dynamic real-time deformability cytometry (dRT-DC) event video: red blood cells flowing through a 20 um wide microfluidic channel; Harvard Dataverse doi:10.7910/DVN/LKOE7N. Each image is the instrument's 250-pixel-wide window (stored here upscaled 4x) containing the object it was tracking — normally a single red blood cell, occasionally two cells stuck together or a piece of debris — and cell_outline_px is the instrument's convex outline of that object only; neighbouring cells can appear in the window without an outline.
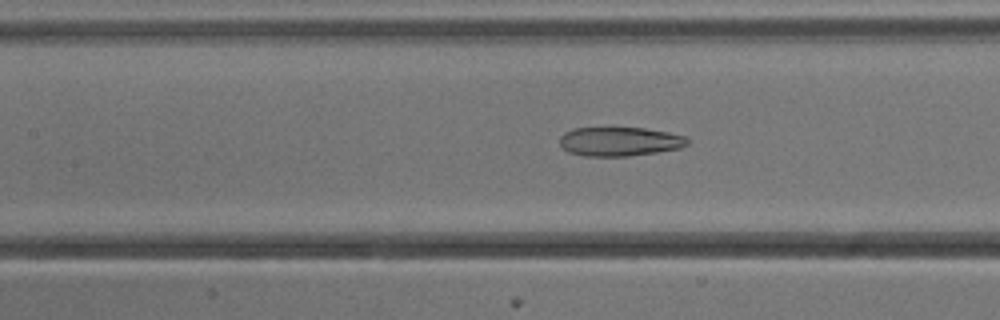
{"species": "common noctule bat (a hibernating species)", "species_latin": "Nyctalus noctula", "temperature_condition": "cold", "stored_images_in_passage": 43, "camera_frame_rate_fps": 3000, "um_per_image_px": 0.085, "animal": {"sex": "male", "body_mass_g": 13.3}, "frame": {"image": 1, "passage_image": 13, "time_ms": 4.0, "image_size_px": [1000, 320], "cell_outline_px": [[688, 144], [680, 148], [656, 152], [628, 156], [584, 156], [568, 152], [560, 144], [560, 136], [564, 132], [572, 128], [644, 128], [668, 132], [684, 136], [688, 140]], "centroid_in_image_um": [52.64, 12.03], "position_along_channel_um": 154.8, "area_um2": 21.56}}
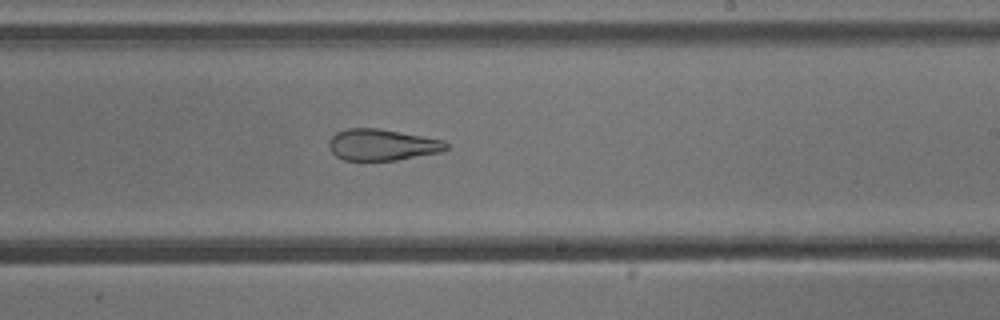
{"frame": {"image": 2, "passage_image": 21, "time_ms": 6.667, "image_size_px": [1000, 320], "cell_outline_px": [[448, 148], [440, 152], [396, 160], [344, 160], [336, 156], [328, 148], [328, 140], [336, 132], [348, 128], [380, 128], [444, 140], [448, 144]], "centroid_in_image_um": [32.45, 12.3], "position_along_channel_um": 256.5, "area_um2": 21.5}}
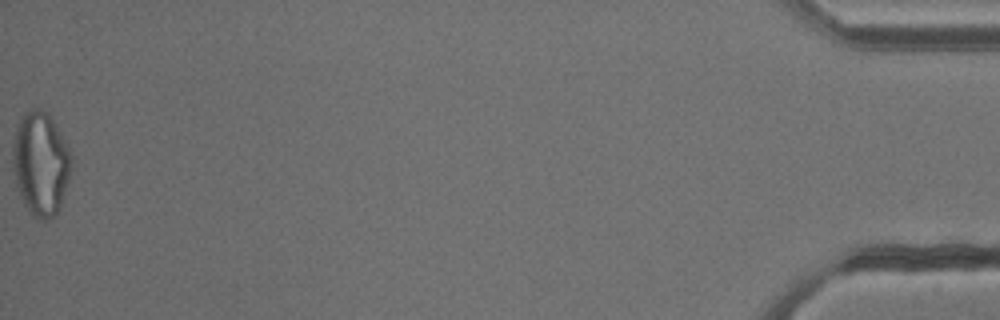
{"frame": {"image": 3, "passage_image": 43, "time_ms": 14.0, "image_size_px": [1000, 320], "cell_outline_px": [[72, 160], [68, 180], [56, 216], [48, 220], [36, 220], [28, 212], [16, 188], [12, 156], [12, 148], [16, 128], [20, 116], [24, 112], [32, 108], [40, 108], [48, 112], [68, 148], [72, 156]], "centroid_in_image_um": [3.43, 13.92], "position_along_channel_um": 431.8, "area_um2": 35.6}, "authors_computed_cell_mechanics": {"area_um2": 25.7788, "velocity_mm_per_s": 3.8304, "shape_relaxation_time_tau1_ms": null, "shape_relaxation_time_tau2_ms": 4.4683, "deformation_change_tau1": null, "deformation_change_tau2": 0.1455}}